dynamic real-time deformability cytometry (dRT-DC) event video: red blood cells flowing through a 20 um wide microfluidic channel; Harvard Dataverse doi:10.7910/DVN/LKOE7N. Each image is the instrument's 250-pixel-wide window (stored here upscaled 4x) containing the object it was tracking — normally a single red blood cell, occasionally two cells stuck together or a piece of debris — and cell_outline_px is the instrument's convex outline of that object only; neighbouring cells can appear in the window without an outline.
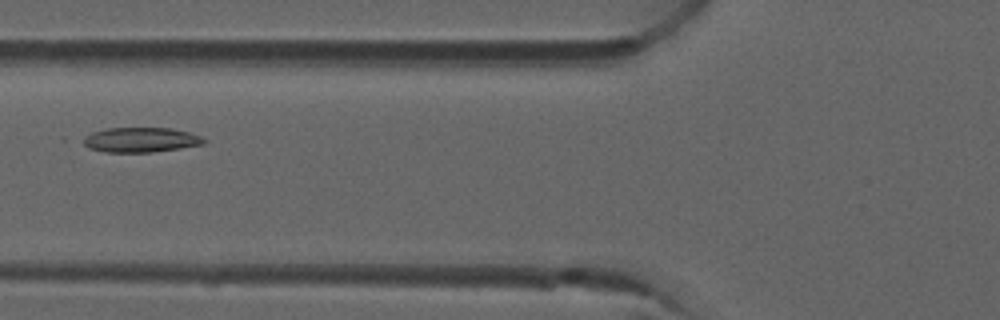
{"species": "common noctule bat (a hibernating species)", "species_latin": "Nyctalus noctula", "temperature_condition": "room temperature", "stored_images_in_passage": 6, "camera_frame_rate_fps": 3000, "um_per_image_px": 0.085, "animal": {"sex": "male", "forearm_length_mm": 52.5}, "frame": {"image": 1, "passage_image": 3, "time_ms": 0.667, "image_size_px": [1000, 320], "cell_outline_px": [[208, 140], [204, 144], [180, 148], [152, 152], [104, 152], [88, 148], [76, 140], [92, 132], [108, 128], [168, 128], [188, 132], [200, 136]], "centroid_in_image_um": [11.88, 11.89], "position_along_channel_um": 113.9, "area_um2": 17.69}}
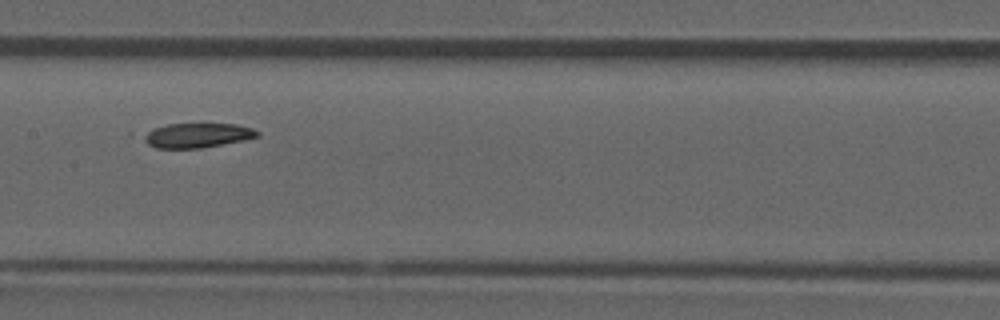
{"frame": {"image": 2, "passage_image": 5, "time_ms": 1.333, "image_size_px": [1000, 320], "cell_outline_px": [[260, 136], [244, 140], [200, 148], [156, 148], [128, 136], [128, 132], [168, 124], [236, 124], [252, 128], [260, 132]], "centroid_in_image_um": [16.41, 11.5], "position_along_channel_um": 191.0, "area_um2": 17.51}}
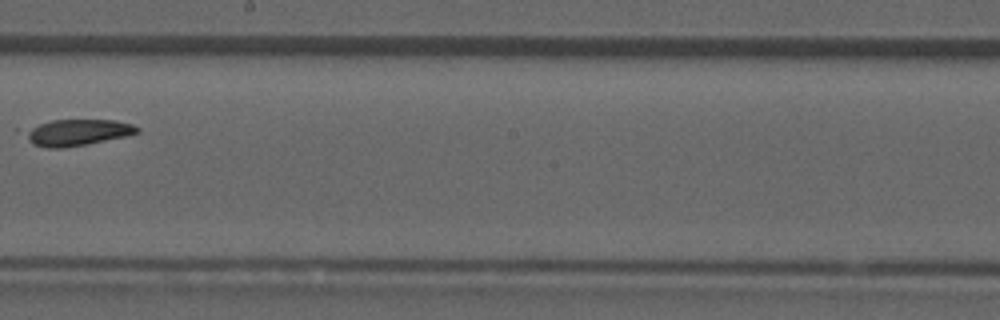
{"frame": {"image": 3, "passage_image": 6, "time_ms": 1.667, "image_size_px": [1000, 320], "cell_outline_px": [[140, 132], [124, 136], [88, 144], [60, 148], [48, 148], [32, 144], [28, 140], [24, 132], [40, 124], [52, 120], [116, 120], [132, 124], [140, 128]], "centroid_in_image_um": [6.61, 11.26], "position_along_channel_um": 241.6, "area_um2": 16.94}}